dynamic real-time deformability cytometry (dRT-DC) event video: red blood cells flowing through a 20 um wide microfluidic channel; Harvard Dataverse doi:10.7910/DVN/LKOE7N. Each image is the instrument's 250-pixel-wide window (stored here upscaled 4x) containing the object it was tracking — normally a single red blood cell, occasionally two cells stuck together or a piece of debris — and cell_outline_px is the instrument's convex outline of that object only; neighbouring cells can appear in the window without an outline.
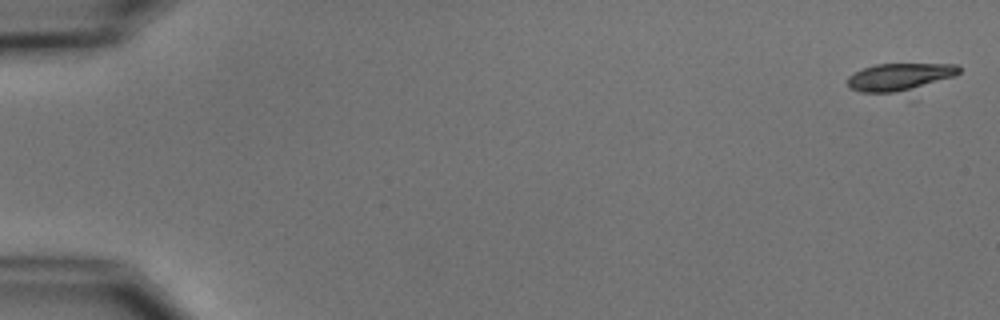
{"species": "common noctule bat (a hibernating species)", "species_latin": "Nyctalus noctula", "temperature_condition": "cold", "stored_images_in_passage": 5, "camera_frame_rate_fps": 3000, "um_per_image_px": 0.085, "animal": {"sex": "male", "body_mass_g": 15.6}, "frame": {"image": 1, "passage_image": 1, "time_ms": 0.0, "image_size_px": [1000, 320], "cell_outline_px": [[960, 72], [956, 76], [912, 92], [860, 92], [848, 88], [848, 76], [864, 68], [876, 64], [956, 64], [960, 68]], "centroid_in_image_um": [76.54, 6.56], "position_along_channel_um": 8.5, "area_um2": 18.26}}
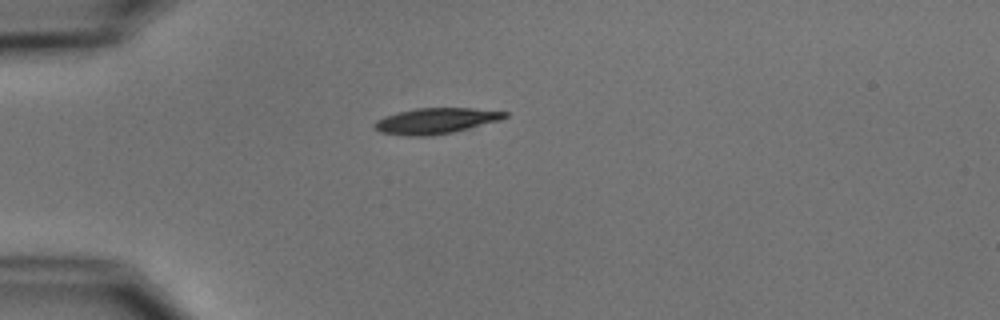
{"frame": {"image": 2, "passage_image": 5, "time_ms": 4.667, "image_size_px": [1000, 320], "cell_outline_px": [[508, 116], [500, 120], [452, 132], [428, 136], [408, 136], [380, 132], [372, 124], [376, 120], [384, 116], [396, 112], [416, 108], [472, 108], [508, 112]], "centroid_in_image_um": [37.01, 10.26], "position_along_channel_um": 48.0, "area_um2": 19.48}}